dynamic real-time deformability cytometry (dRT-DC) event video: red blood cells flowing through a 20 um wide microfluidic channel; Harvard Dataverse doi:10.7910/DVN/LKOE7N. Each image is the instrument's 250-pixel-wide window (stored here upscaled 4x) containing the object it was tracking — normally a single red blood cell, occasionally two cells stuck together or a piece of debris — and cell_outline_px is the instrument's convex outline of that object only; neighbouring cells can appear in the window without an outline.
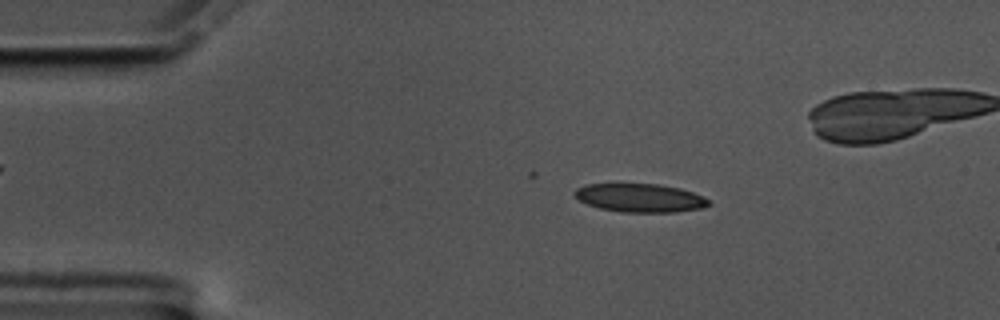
{"species": "common noctule bat (a hibernating species)", "species_latin": "Nyctalus noctula", "temperature_condition": "cold", "stored_images_in_passage": 20, "camera_frame_rate_fps": 3000, "um_per_image_px": 0.085, "animal": {"sex": "male", "body_mass_g": 17.5, "forearm_length_mm": 52.3}, "frame": {"image": 1, "passage_image": 7, "time_ms": 2.0, "image_size_px": [1000, 320], "cell_outline_px": [[712, 204], [700, 208], [676, 212], [620, 212], [600, 208], [588, 204], [580, 200], [572, 192], [576, 188], [584, 184], [656, 184], [680, 188], [704, 196]], "centroid_in_image_um": [54.4, 16.82], "position_along_channel_um": 30.6, "area_um2": 22.2}}